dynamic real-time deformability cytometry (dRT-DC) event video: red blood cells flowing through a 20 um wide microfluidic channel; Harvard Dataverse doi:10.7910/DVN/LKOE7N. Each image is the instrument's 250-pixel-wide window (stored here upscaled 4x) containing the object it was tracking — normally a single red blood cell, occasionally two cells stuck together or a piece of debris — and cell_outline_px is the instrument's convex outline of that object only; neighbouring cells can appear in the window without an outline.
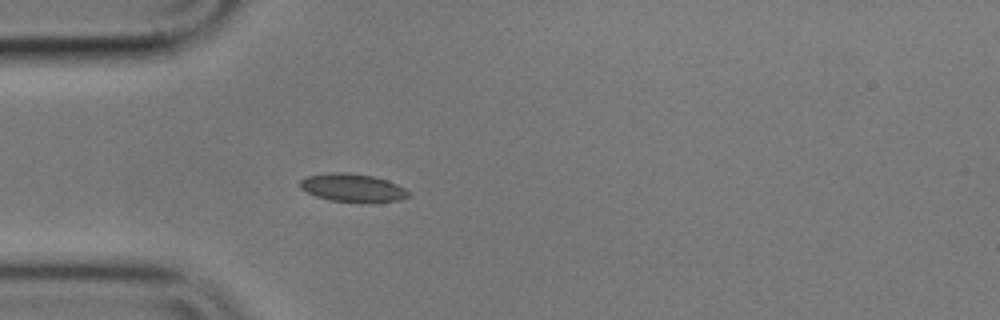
{"species": "common noctule bat (a hibernating species)", "species_latin": "Nyctalus noctula", "temperature_condition": "cold", "stored_images_in_passage": 41, "camera_frame_rate_fps": 3000, "um_per_image_px": 0.085, "animal": {"sex": "male", "body_mass_g": 17.9}, "frame": {"image": 1, "passage_image": 1, "time_ms": 0.0, "image_size_px": [1000, 320], "cell_outline_px": [[408, 196], [396, 200], [368, 204], [360, 204], [328, 200], [316, 196], [300, 188], [300, 180], [304, 176], [328, 172], [348, 172], [372, 176], [388, 180], [404, 188], [408, 192]], "centroid_in_image_um": [29.93, 15.97], "position_along_channel_um": 55.1, "area_um2": 18.21}}
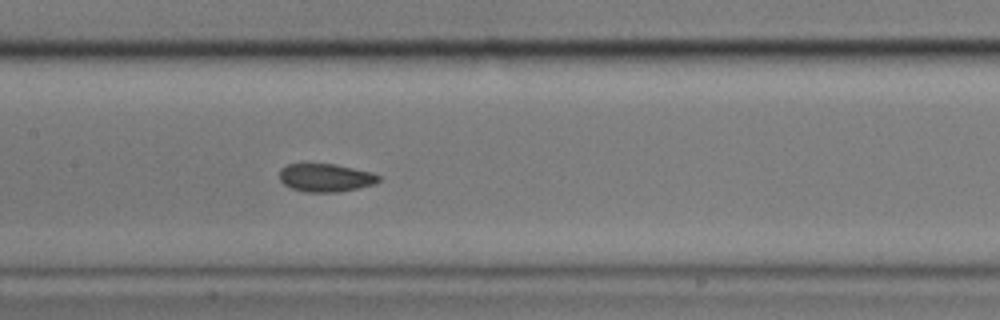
{"frame": {"image": 2, "passage_image": 12, "time_ms": 3.667, "image_size_px": [1000, 320], "cell_outline_px": [[380, 180], [376, 184], [336, 192], [304, 192], [292, 188], [284, 184], [280, 180], [280, 168], [288, 164], [336, 164], [372, 172], [380, 176]], "centroid_in_image_um": [27.69, 15.1], "position_along_channel_um": 179.7, "area_um2": 16.24}}
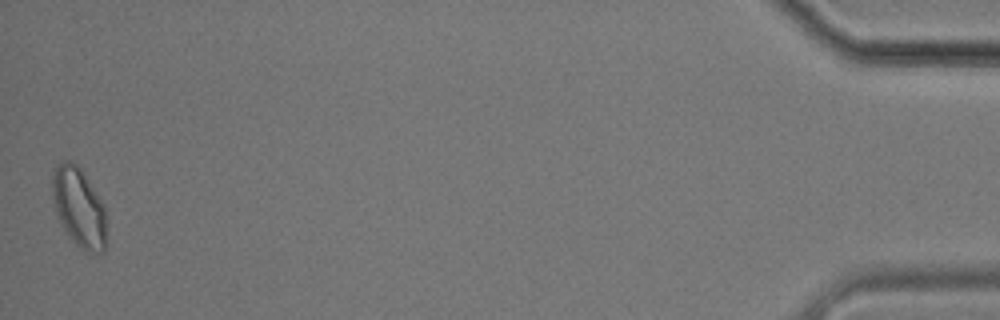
{"frame": {"image": 3, "passage_image": 41, "time_ms": 13.333, "image_size_px": [1000, 320], "cell_outline_px": [[104, 252], [88, 252], [80, 248], [76, 244], [64, 228], [56, 216], [52, 200], [52, 168], [64, 160], [68, 160], [76, 164], [80, 168], [104, 204]], "centroid_in_image_um": [6.65, 17.58], "position_along_channel_um": 428.5, "area_um2": 24.74}, "authors_computed_cell_mechanics": {"area_um2": 16.473, "velocity_mm_per_s": 3.5271, "shape_relaxation_time_tau1_ms": 8.5126, "shape_relaxation_time_tau2_ms": 1.9977, "deformation_change_tau1": 0.1379, "deformation_change_tau2": 0.0611}}